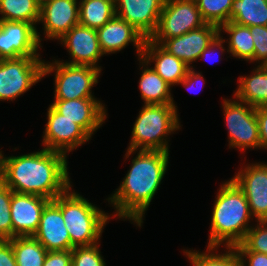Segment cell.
Returning <instances> with one entry per match:
<instances>
[{"label":"cell","mask_w":267,"mask_h":266,"mask_svg":"<svg viewBox=\"0 0 267 266\" xmlns=\"http://www.w3.org/2000/svg\"><path fill=\"white\" fill-rule=\"evenodd\" d=\"M60 41L72 57V60L66 64L92 66L101 70L96 63L104 53L101 50L96 29L77 24L64 34Z\"/></svg>","instance_id":"16"},{"label":"cell","mask_w":267,"mask_h":266,"mask_svg":"<svg viewBox=\"0 0 267 266\" xmlns=\"http://www.w3.org/2000/svg\"><path fill=\"white\" fill-rule=\"evenodd\" d=\"M39 57H18L0 60V100H14L43 77Z\"/></svg>","instance_id":"8"},{"label":"cell","mask_w":267,"mask_h":266,"mask_svg":"<svg viewBox=\"0 0 267 266\" xmlns=\"http://www.w3.org/2000/svg\"><path fill=\"white\" fill-rule=\"evenodd\" d=\"M222 30L230 35L227 52L239 59L254 62V42L250 28L229 21L219 27V34Z\"/></svg>","instance_id":"26"},{"label":"cell","mask_w":267,"mask_h":266,"mask_svg":"<svg viewBox=\"0 0 267 266\" xmlns=\"http://www.w3.org/2000/svg\"><path fill=\"white\" fill-rule=\"evenodd\" d=\"M164 2L165 0H115L116 16L149 39L157 29Z\"/></svg>","instance_id":"14"},{"label":"cell","mask_w":267,"mask_h":266,"mask_svg":"<svg viewBox=\"0 0 267 266\" xmlns=\"http://www.w3.org/2000/svg\"><path fill=\"white\" fill-rule=\"evenodd\" d=\"M9 241L17 266H43L48 251L34 236H19Z\"/></svg>","instance_id":"27"},{"label":"cell","mask_w":267,"mask_h":266,"mask_svg":"<svg viewBox=\"0 0 267 266\" xmlns=\"http://www.w3.org/2000/svg\"><path fill=\"white\" fill-rule=\"evenodd\" d=\"M0 21H19L35 25L39 22L40 6L35 0H0Z\"/></svg>","instance_id":"28"},{"label":"cell","mask_w":267,"mask_h":266,"mask_svg":"<svg viewBox=\"0 0 267 266\" xmlns=\"http://www.w3.org/2000/svg\"><path fill=\"white\" fill-rule=\"evenodd\" d=\"M225 42V40L223 38H221L220 34L216 37V39L213 40V42L207 47L205 48L202 52L201 55L199 56V58H206L208 57V55L212 52L214 53V50H218L221 49V52L225 51V49L222 47L223 43ZM216 48V49H215ZM218 48V49H217ZM212 53L210 55H212ZM214 55V54H213Z\"/></svg>","instance_id":"39"},{"label":"cell","mask_w":267,"mask_h":266,"mask_svg":"<svg viewBox=\"0 0 267 266\" xmlns=\"http://www.w3.org/2000/svg\"><path fill=\"white\" fill-rule=\"evenodd\" d=\"M258 224L256 228L251 227L244 240L233 247L235 251H253L267 254V221H258Z\"/></svg>","instance_id":"31"},{"label":"cell","mask_w":267,"mask_h":266,"mask_svg":"<svg viewBox=\"0 0 267 266\" xmlns=\"http://www.w3.org/2000/svg\"><path fill=\"white\" fill-rule=\"evenodd\" d=\"M242 266H246L244 257L248 260L247 266H267V254L253 251H236Z\"/></svg>","instance_id":"36"},{"label":"cell","mask_w":267,"mask_h":266,"mask_svg":"<svg viewBox=\"0 0 267 266\" xmlns=\"http://www.w3.org/2000/svg\"><path fill=\"white\" fill-rule=\"evenodd\" d=\"M51 106L65 118L78 124L90 137L107 117L105 107L95 98L55 99Z\"/></svg>","instance_id":"17"},{"label":"cell","mask_w":267,"mask_h":266,"mask_svg":"<svg viewBox=\"0 0 267 266\" xmlns=\"http://www.w3.org/2000/svg\"><path fill=\"white\" fill-rule=\"evenodd\" d=\"M255 111L259 127L260 148H267V106L256 107Z\"/></svg>","instance_id":"37"},{"label":"cell","mask_w":267,"mask_h":266,"mask_svg":"<svg viewBox=\"0 0 267 266\" xmlns=\"http://www.w3.org/2000/svg\"><path fill=\"white\" fill-rule=\"evenodd\" d=\"M98 243L91 246L74 247L71 250L72 266H106Z\"/></svg>","instance_id":"33"},{"label":"cell","mask_w":267,"mask_h":266,"mask_svg":"<svg viewBox=\"0 0 267 266\" xmlns=\"http://www.w3.org/2000/svg\"><path fill=\"white\" fill-rule=\"evenodd\" d=\"M230 21L243 26H267V0H233Z\"/></svg>","instance_id":"25"},{"label":"cell","mask_w":267,"mask_h":266,"mask_svg":"<svg viewBox=\"0 0 267 266\" xmlns=\"http://www.w3.org/2000/svg\"><path fill=\"white\" fill-rule=\"evenodd\" d=\"M33 236L47 251L71 250V239L61 208L53 200L43 209L38 230Z\"/></svg>","instance_id":"19"},{"label":"cell","mask_w":267,"mask_h":266,"mask_svg":"<svg viewBox=\"0 0 267 266\" xmlns=\"http://www.w3.org/2000/svg\"><path fill=\"white\" fill-rule=\"evenodd\" d=\"M204 24L195 0H165L157 29L149 39L160 45Z\"/></svg>","instance_id":"7"},{"label":"cell","mask_w":267,"mask_h":266,"mask_svg":"<svg viewBox=\"0 0 267 266\" xmlns=\"http://www.w3.org/2000/svg\"><path fill=\"white\" fill-rule=\"evenodd\" d=\"M252 76H241L234 94L237 101L252 107L267 106V65H258Z\"/></svg>","instance_id":"22"},{"label":"cell","mask_w":267,"mask_h":266,"mask_svg":"<svg viewBox=\"0 0 267 266\" xmlns=\"http://www.w3.org/2000/svg\"><path fill=\"white\" fill-rule=\"evenodd\" d=\"M201 17L206 24L217 27L230 21L233 0H195Z\"/></svg>","instance_id":"29"},{"label":"cell","mask_w":267,"mask_h":266,"mask_svg":"<svg viewBox=\"0 0 267 266\" xmlns=\"http://www.w3.org/2000/svg\"><path fill=\"white\" fill-rule=\"evenodd\" d=\"M70 189L71 187L53 201L61 208L65 227L71 239V250L74 247L97 244L102 229L110 218L105 212L89 203V200L71 192Z\"/></svg>","instance_id":"4"},{"label":"cell","mask_w":267,"mask_h":266,"mask_svg":"<svg viewBox=\"0 0 267 266\" xmlns=\"http://www.w3.org/2000/svg\"><path fill=\"white\" fill-rule=\"evenodd\" d=\"M224 114L229 132V146L245 150L260 148V135L255 107L244 102L223 100Z\"/></svg>","instance_id":"9"},{"label":"cell","mask_w":267,"mask_h":266,"mask_svg":"<svg viewBox=\"0 0 267 266\" xmlns=\"http://www.w3.org/2000/svg\"><path fill=\"white\" fill-rule=\"evenodd\" d=\"M101 50L104 54L121 51L133 42L139 59L142 58L146 38L125 20L115 16L102 27L96 29Z\"/></svg>","instance_id":"20"},{"label":"cell","mask_w":267,"mask_h":266,"mask_svg":"<svg viewBox=\"0 0 267 266\" xmlns=\"http://www.w3.org/2000/svg\"><path fill=\"white\" fill-rule=\"evenodd\" d=\"M13 191L0 180V240L12 239L10 204Z\"/></svg>","instance_id":"32"},{"label":"cell","mask_w":267,"mask_h":266,"mask_svg":"<svg viewBox=\"0 0 267 266\" xmlns=\"http://www.w3.org/2000/svg\"><path fill=\"white\" fill-rule=\"evenodd\" d=\"M139 89L144 104H174L170 93V85L155 72L153 68H144Z\"/></svg>","instance_id":"23"},{"label":"cell","mask_w":267,"mask_h":266,"mask_svg":"<svg viewBox=\"0 0 267 266\" xmlns=\"http://www.w3.org/2000/svg\"><path fill=\"white\" fill-rule=\"evenodd\" d=\"M201 80H204L202 75L198 72L195 73V71L190 68L187 72V75L185 76V78L180 81L178 84H182L183 86H185L187 89H189V87L193 86L194 84H196V82Z\"/></svg>","instance_id":"40"},{"label":"cell","mask_w":267,"mask_h":266,"mask_svg":"<svg viewBox=\"0 0 267 266\" xmlns=\"http://www.w3.org/2000/svg\"><path fill=\"white\" fill-rule=\"evenodd\" d=\"M208 248V254L200 253L197 251H188L185 253L188 256L193 266H242V263L233 247H227L228 252L224 254H214L210 253V251H214L218 247H210Z\"/></svg>","instance_id":"30"},{"label":"cell","mask_w":267,"mask_h":266,"mask_svg":"<svg viewBox=\"0 0 267 266\" xmlns=\"http://www.w3.org/2000/svg\"><path fill=\"white\" fill-rule=\"evenodd\" d=\"M218 35L219 27L205 23L202 27L191 30L179 37L164 40L160 46L191 68L190 64L199 59L201 52L207 48Z\"/></svg>","instance_id":"15"},{"label":"cell","mask_w":267,"mask_h":266,"mask_svg":"<svg viewBox=\"0 0 267 266\" xmlns=\"http://www.w3.org/2000/svg\"><path fill=\"white\" fill-rule=\"evenodd\" d=\"M78 3L76 0H52L40 7L39 22H44L46 37L59 40L73 26L79 24Z\"/></svg>","instance_id":"18"},{"label":"cell","mask_w":267,"mask_h":266,"mask_svg":"<svg viewBox=\"0 0 267 266\" xmlns=\"http://www.w3.org/2000/svg\"><path fill=\"white\" fill-rule=\"evenodd\" d=\"M55 70V99L94 98L91 88L98 83L101 70L92 66L69 65L58 60L43 63V77Z\"/></svg>","instance_id":"6"},{"label":"cell","mask_w":267,"mask_h":266,"mask_svg":"<svg viewBox=\"0 0 267 266\" xmlns=\"http://www.w3.org/2000/svg\"><path fill=\"white\" fill-rule=\"evenodd\" d=\"M216 197L211 218L208 246L219 247L225 241L226 247L241 243L250 227L249 204L244 192L231 179L223 183Z\"/></svg>","instance_id":"3"},{"label":"cell","mask_w":267,"mask_h":266,"mask_svg":"<svg viewBox=\"0 0 267 266\" xmlns=\"http://www.w3.org/2000/svg\"><path fill=\"white\" fill-rule=\"evenodd\" d=\"M140 63L147 65L149 62L155 61L154 70L159 74L170 86L178 84L187 75L188 67L182 60L176 56L169 54L159 44L146 39L143 47L142 58Z\"/></svg>","instance_id":"21"},{"label":"cell","mask_w":267,"mask_h":266,"mask_svg":"<svg viewBox=\"0 0 267 266\" xmlns=\"http://www.w3.org/2000/svg\"><path fill=\"white\" fill-rule=\"evenodd\" d=\"M169 152L139 150L117 191L109 197L118 218L134 221L139 227L168 167Z\"/></svg>","instance_id":"2"},{"label":"cell","mask_w":267,"mask_h":266,"mask_svg":"<svg viewBox=\"0 0 267 266\" xmlns=\"http://www.w3.org/2000/svg\"><path fill=\"white\" fill-rule=\"evenodd\" d=\"M254 42V61L260 65H267V26L249 27Z\"/></svg>","instance_id":"34"},{"label":"cell","mask_w":267,"mask_h":266,"mask_svg":"<svg viewBox=\"0 0 267 266\" xmlns=\"http://www.w3.org/2000/svg\"><path fill=\"white\" fill-rule=\"evenodd\" d=\"M36 27L27 22L0 21V60L18 57H39L41 46Z\"/></svg>","instance_id":"10"},{"label":"cell","mask_w":267,"mask_h":266,"mask_svg":"<svg viewBox=\"0 0 267 266\" xmlns=\"http://www.w3.org/2000/svg\"><path fill=\"white\" fill-rule=\"evenodd\" d=\"M176 107L175 104H144L134 123L126 158L138 148L169 152L164 137L180 128Z\"/></svg>","instance_id":"5"},{"label":"cell","mask_w":267,"mask_h":266,"mask_svg":"<svg viewBox=\"0 0 267 266\" xmlns=\"http://www.w3.org/2000/svg\"><path fill=\"white\" fill-rule=\"evenodd\" d=\"M50 201L38 195L13 192L10 204L12 238L33 236L38 230L42 211Z\"/></svg>","instance_id":"13"},{"label":"cell","mask_w":267,"mask_h":266,"mask_svg":"<svg viewBox=\"0 0 267 266\" xmlns=\"http://www.w3.org/2000/svg\"><path fill=\"white\" fill-rule=\"evenodd\" d=\"M247 198L251 215L267 221V164L248 165L232 178Z\"/></svg>","instance_id":"12"},{"label":"cell","mask_w":267,"mask_h":266,"mask_svg":"<svg viewBox=\"0 0 267 266\" xmlns=\"http://www.w3.org/2000/svg\"><path fill=\"white\" fill-rule=\"evenodd\" d=\"M66 157L46 148L8 158L0 152V180L13 192L54 200L71 187Z\"/></svg>","instance_id":"1"},{"label":"cell","mask_w":267,"mask_h":266,"mask_svg":"<svg viewBox=\"0 0 267 266\" xmlns=\"http://www.w3.org/2000/svg\"><path fill=\"white\" fill-rule=\"evenodd\" d=\"M0 266H17L12 243L0 240Z\"/></svg>","instance_id":"38"},{"label":"cell","mask_w":267,"mask_h":266,"mask_svg":"<svg viewBox=\"0 0 267 266\" xmlns=\"http://www.w3.org/2000/svg\"><path fill=\"white\" fill-rule=\"evenodd\" d=\"M116 16L115 0H81L79 24L98 29Z\"/></svg>","instance_id":"24"},{"label":"cell","mask_w":267,"mask_h":266,"mask_svg":"<svg viewBox=\"0 0 267 266\" xmlns=\"http://www.w3.org/2000/svg\"><path fill=\"white\" fill-rule=\"evenodd\" d=\"M43 144L44 148L67 154L91 137L76 123L58 113L51 105L47 112Z\"/></svg>","instance_id":"11"},{"label":"cell","mask_w":267,"mask_h":266,"mask_svg":"<svg viewBox=\"0 0 267 266\" xmlns=\"http://www.w3.org/2000/svg\"><path fill=\"white\" fill-rule=\"evenodd\" d=\"M43 266H72L71 250L48 251Z\"/></svg>","instance_id":"35"},{"label":"cell","mask_w":267,"mask_h":266,"mask_svg":"<svg viewBox=\"0 0 267 266\" xmlns=\"http://www.w3.org/2000/svg\"><path fill=\"white\" fill-rule=\"evenodd\" d=\"M36 3L41 7L42 5H44L45 3H48L52 0H35Z\"/></svg>","instance_id":"41"}]
</instances>
